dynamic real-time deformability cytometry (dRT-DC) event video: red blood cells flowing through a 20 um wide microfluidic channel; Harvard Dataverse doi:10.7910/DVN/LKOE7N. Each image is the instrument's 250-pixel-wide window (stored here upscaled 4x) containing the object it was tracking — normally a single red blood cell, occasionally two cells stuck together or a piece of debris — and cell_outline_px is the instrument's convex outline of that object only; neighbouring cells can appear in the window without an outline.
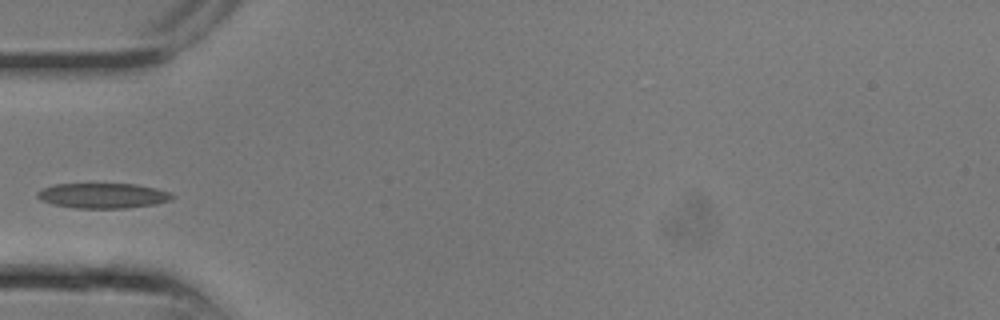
{"species": "common noctule bat (a hibernating species)", "species_latin": "Nyctalus noctula", "temperature_condition": "room temperature", "stored_images_in_passage": 17, "camera_frame_rate_fps": 3000, "um_per_image_px": 0.085, "animal": {"sex": "male", "body_mass_g": 13.3}, "frame": {"image": 1, "passage_image": 1, "time_ms": 0.0, "image_size_px": [1000, 320], "cell_outline_px": [[176, 196], [168, 200], [156, 204], [124, 208], [76, 208], [52, 204], [40, 200], [36, 196], [36, 192], [44, 188], [56, 184], [136, 184], [156, 188], [168, 192]], "centroid_in_image_um": [8.72, 16.63], "position_along_channel_um": 76.3, "area_um2": 19.65}}
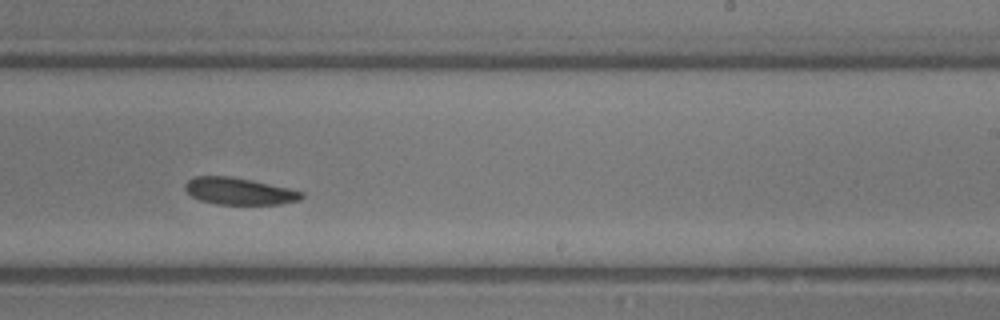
{"frame": {"image": 2, "passage_image": 8, "time_ms": 2.333, "image_size_px": [1000, 320], "cell_outline_px": [[304, 196], [300, 200], [280, 204], [216, 204], [200, 200], [192, 196], [184, 188], [184, 184], [188, 180], [196, 176], [228, 176], [288, 188], [304, 192]], "centroid_in_image_um": [20.31, 16.26], "position_along_channel_um": 268.7, "area_um2": 18.03}}
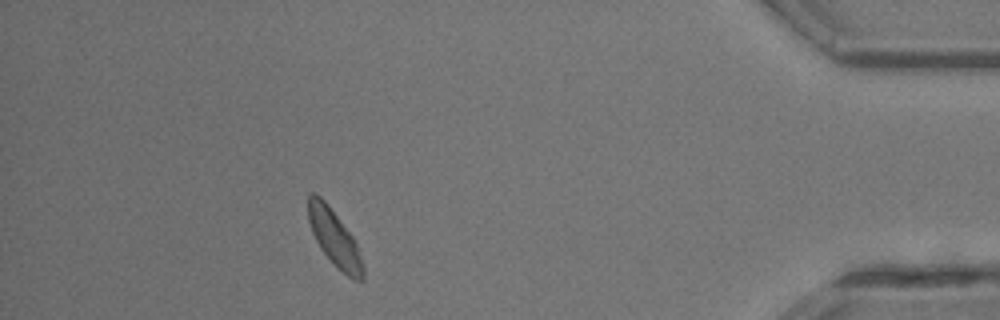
{"frame": {"image": 3, "passage_image": 15, "time_ms": 4.667, "image_size_px": [1000, 320], "cell_outline_px": [[364, 280], [352, 280], [320, 248], [312, 232], [308, 220], [308, 192], [316, 192], [328, 204], [352, 236], [356, 244], [364, 268]], "centroid_in_image_um": [28.41, 20.18], "position_along_channel_um": 406.8, "area_um2": 17.57}}